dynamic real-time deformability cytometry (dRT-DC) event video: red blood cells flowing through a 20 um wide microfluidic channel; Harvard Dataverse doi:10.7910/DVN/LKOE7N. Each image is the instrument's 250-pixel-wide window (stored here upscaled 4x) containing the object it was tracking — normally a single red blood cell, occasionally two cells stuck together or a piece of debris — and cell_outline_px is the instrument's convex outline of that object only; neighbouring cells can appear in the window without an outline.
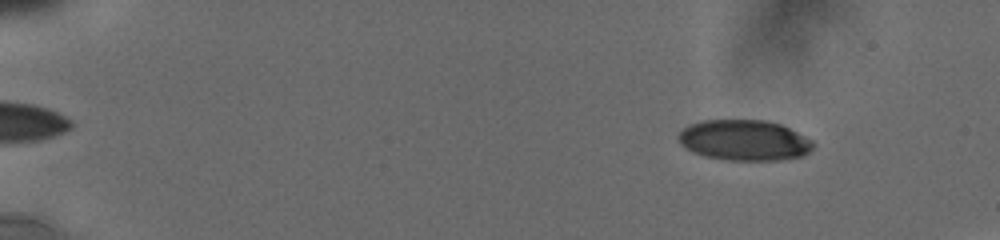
{"species": "human", "species_latin": "Homo sapiens", "temperature_condition": "cold", "stored_images_in_passage": 10, "camera_frame_rate_fps": 3000, "um_per_image_px": 0.085, "donor": {"sex": "male"}, "frame": {"image": 1, "passage_image": 2, "time_ms": 0.667, "image_size_px": [1000, 240], "cell_outline_px": [[816, 144], [804, 156], [780, 160], [728, 160], [704, 156], [692, 152], [680, 144], [676, 136], [688, 124], [704, 120], [764, 120], [780, 124], [812, 140]], "centroid_in_image_um": [63.24, 11.92], "position_along_channel_um": 21.8, "area_um2": 32.02}}